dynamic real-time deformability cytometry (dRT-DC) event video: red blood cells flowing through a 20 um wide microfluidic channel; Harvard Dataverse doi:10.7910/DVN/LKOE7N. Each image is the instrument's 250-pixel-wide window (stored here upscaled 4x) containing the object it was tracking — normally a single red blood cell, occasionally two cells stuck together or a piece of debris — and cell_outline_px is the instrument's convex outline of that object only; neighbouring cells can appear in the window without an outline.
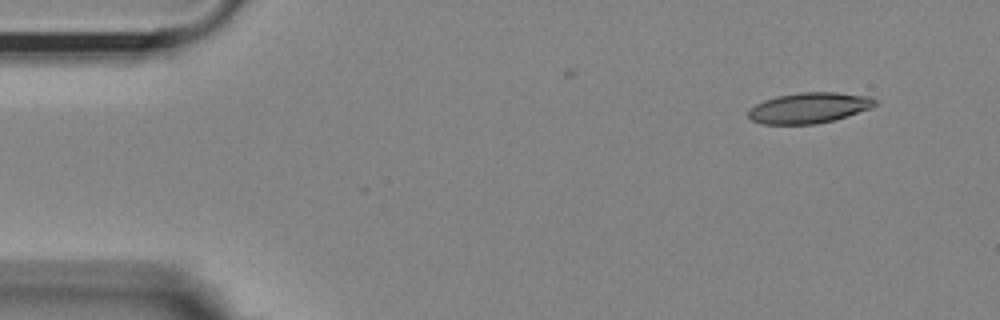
{"species": "Egyptian fruit bat (a non-hibernating species)", "species_latin": "Rousettus aegyptiacus", "temperature_condition": "room temperature", "stored_images_in_passage": 6, "camera_frame_rate_fps": 3000, "um_per_image_px": 0.085, "animal": {"sex": "female"}, "frame": {"image": 1, "passage_image": 1, "time_ms": 0.0, "image_size_px": [1000, 320], "cell_outline_px": [[876, 104], [872, 108], [832, 120], [816, 124], [764, 124], [752, 120], [748, 116], [748, 112], [756, 104], [764, 100], [776, 96], [800, 92], [836, 92], [872, 96], [876, 100]], "centroid_in_image_um": [68.79, 9.16], "position_along_channel_um": 16.2, "area_um2": 22.54}}